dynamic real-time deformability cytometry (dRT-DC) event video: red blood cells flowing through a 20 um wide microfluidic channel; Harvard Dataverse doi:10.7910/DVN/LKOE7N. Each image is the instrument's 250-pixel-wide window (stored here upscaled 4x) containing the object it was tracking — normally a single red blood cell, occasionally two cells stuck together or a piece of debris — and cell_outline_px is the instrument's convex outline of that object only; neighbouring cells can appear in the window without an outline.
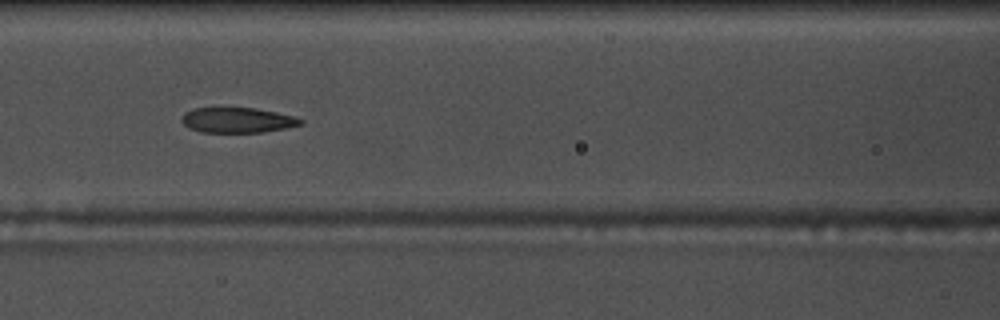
{"species": "common noctule bat (a hibernating species)", "species_latin": "Nyctalus noctula", "temperature_condition": "warm", "stored_images_in_passage": 57, "camera_frame_rate_fps": 3000, "um_per_image_px": 0.085, "animal": {"sex": "male", "body_mass_g": 17.5, "forearm_length_mm": 52.3}, "frame": {"image": 1, "passage_image": 25, "time_ms": 8.0, "image_size_px": [1000, 320], "cell_outline_px": [[304, 120], [300, 124], [284, 128], [264, 132], [200, 132], [188, 128], [180, 120], [184, 112], [192, 108], [220, 104], [256, 108], [296, 116]], "centroid_in_image_um": [20.08, 10.15], "position_along_channel_um": 146.5, "area_um2": 18.44}}
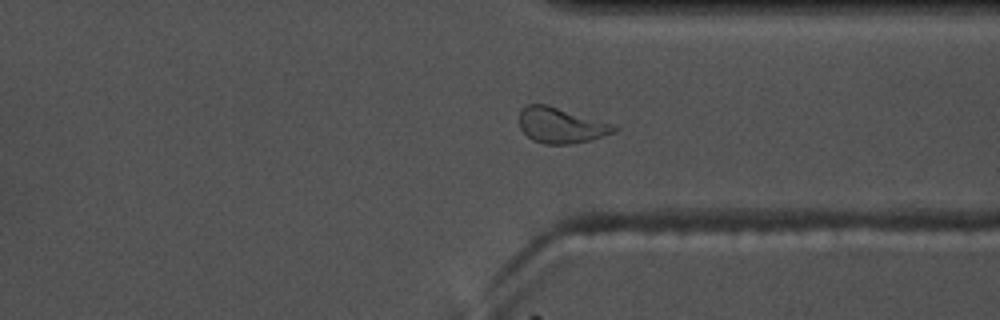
{"frame": {"image": 2, "passage_image": 43, "time_ms": 14.0, "image_size_px": [1000, 320], "cell_outline_px": [[616, 132], [588, 140], [572, 144], [544, 144], [532, 140], [520, 128], [520, 112], [528, 104], [548, 104], [616, 124]], "centroid_in_image_um": [47.71, 10.64], "position_along_channel_um": 363.7, "area_um2": 19.71}}
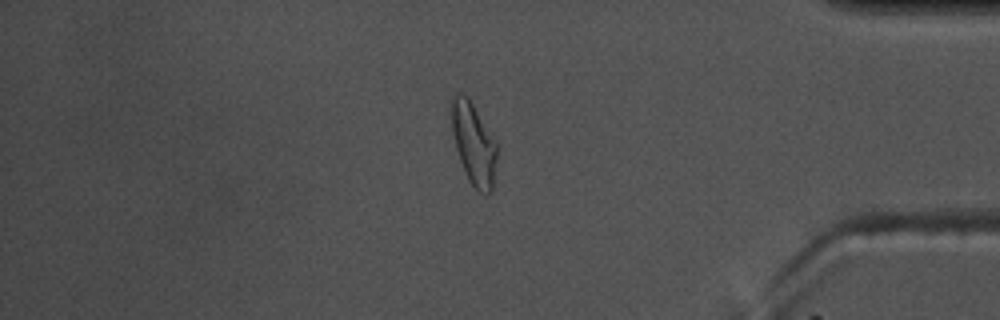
{"frame": {"image": 3, "passage_image": 48, "time_ms": 15.667, "image_size_px": [1000, 320], "cell_outline_px": [[496, 160], [492, 192], [480, 192], [468, 180], [460, 160], [456, 148], [452, 132], [452, 96], [456, 92], [460, 92], [468, 96], [496, 144]], "centroid_in_image_um": [40.24, 12.2], "position_along_channel_um": 395.0, "area_um2": 21.1}, "authors_computed_cell_mechanics": {"area_um2": 19.1896, "velocity_mm_per_s": 3.6264, "shape_relaxation_time_tau1_ms": 5.2657, "shape_relaxation_time_tau2_ms": 2.1126, "deformation_change_tau1": 0.1746, "deformation_change_tau2": 0.0944}}